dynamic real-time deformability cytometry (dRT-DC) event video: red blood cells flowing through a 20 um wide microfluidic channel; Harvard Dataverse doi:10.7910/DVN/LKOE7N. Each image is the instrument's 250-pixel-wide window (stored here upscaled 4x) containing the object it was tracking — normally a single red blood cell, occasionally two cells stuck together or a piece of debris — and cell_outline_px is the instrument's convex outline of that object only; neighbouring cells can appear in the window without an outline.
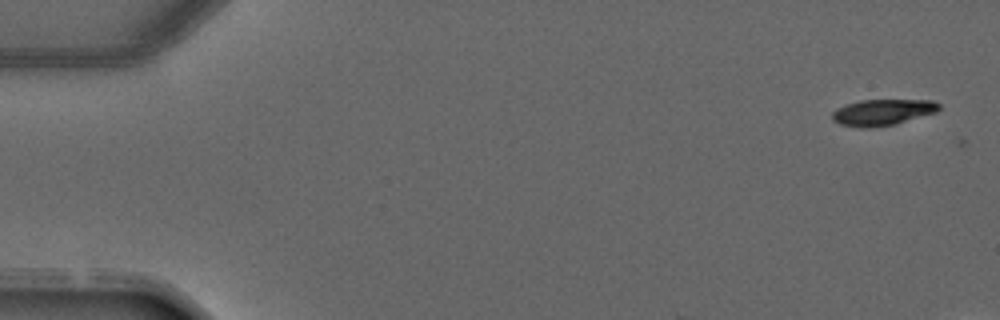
{"species": "common noctule bat (a hibernating species)", "species_latin": "Nyctalus noctula", "temperature_condition": "warm", "stored_images_in_passage": 5, "camera_frame_rate_fps": 3000, "um_per_image_px": 0.085, "animal": {"sex": "male", "forearm_length_mm": 52.5}, "frame": {"image": 1, "passage_image": 1, "time_ms": 0.0, "image_size_px": [1000, 320], "cell_outline_px": [[940, 108], [936, 112], [896, 124], [872, 128], [860, 128], [840, 124], [832, 120], [832, 112], [836, 108], [860, 100], [932, 100], [940, 104]], "centroid_in_image_um": [75.0, 9.55], "position_along_channel_um": 10.0, "area_um2": 16.36}}
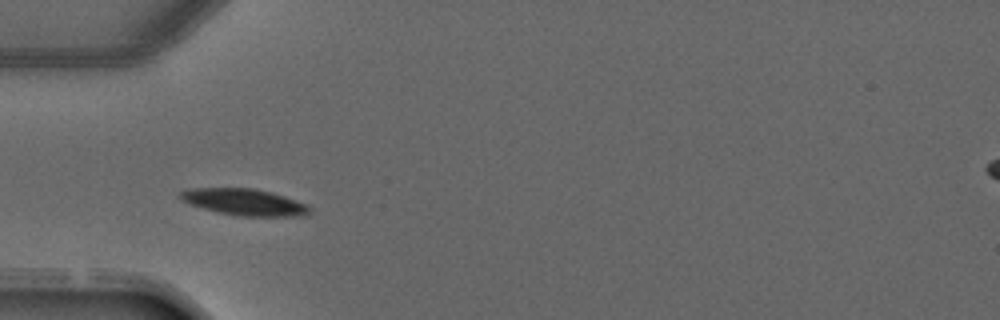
{"frame": {"image": 2, "passage_image": 5, "time_ms": 5.667, "image_size_px": [1000, 320], "cell_outline_px": [[312, 212], [300, 216], [240, 216], [216, 212], [188, 204], [180, 200], [176, 196], [180, 192], [188, 188], [252, 188], [272, 192], [308, 204], [312, 208]], "centroid_in_image_um": [20.74, 17.17], "position_along_channel_um": 64.3, "area_um2": 20.35}}